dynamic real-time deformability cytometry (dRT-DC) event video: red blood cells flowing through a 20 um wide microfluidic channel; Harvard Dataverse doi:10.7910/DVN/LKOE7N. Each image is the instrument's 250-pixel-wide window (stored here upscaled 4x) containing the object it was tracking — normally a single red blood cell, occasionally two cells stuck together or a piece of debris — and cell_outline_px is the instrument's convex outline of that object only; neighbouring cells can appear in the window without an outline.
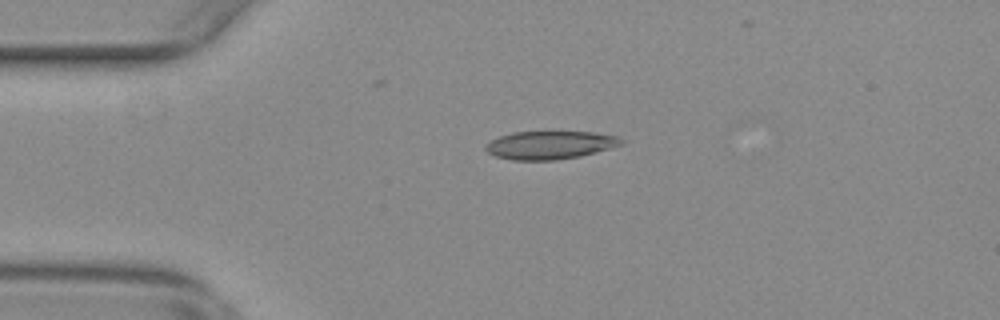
{"species": "common noctule bat (a hibernating species)", "species_latin": "Nyctalus noctula", "temperature_condition": "warm", "stored_images_in_passage": 49, "camera_frame_rate_fps": 3000, "um_per_image_px": 0.085, "animal": {"sex": "female", "body_mass_g": 29.2, "forearm_length_mm": 56.3}, "frame": {"image": 1, "passage_image": 13, "time_ms": 4.0, "image_size_px": [1000, 320], "cell_outline_px": [[624, 144], [580, 156], [556, 160], [512, 160], [496, 156], [488, 152], [484, 148], [484, 144], [500, 136], [512, 132], [592, 132], [620, 136], [624, 140]], "centroid_in_image_um": [46.76, 12.33], "position_along_channel_um": 38.2, "area_um2": 22.25}}
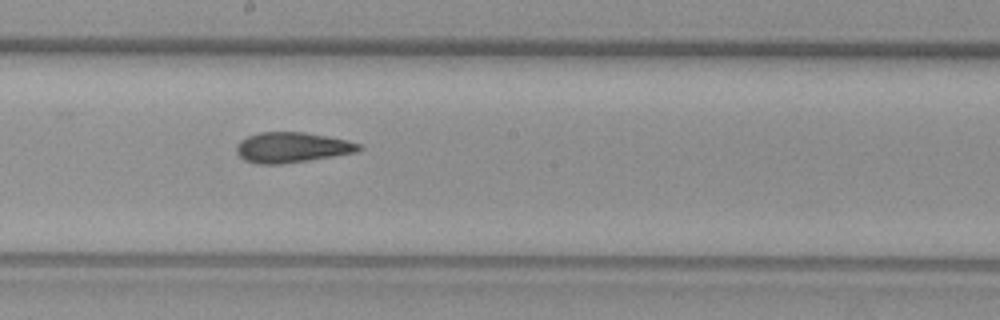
{"frame": {"image": 2, "passage_image": 30, "time_ms": 9.667, "image_size_px": [1000, 320], "cell_outline_px": [[364, 148], [356, 152], [308, 160], [280, 164], [256, 164], [244, 160], [236, 152], [236, 144], [240, 140], [248, 136], [260, 132], [304, 132], [348, 140], [360, 144]], "centroid_in_image_um": [24.79, 12.53], "position_along_channel_um": 223.4, "area_um2": 21.62}}
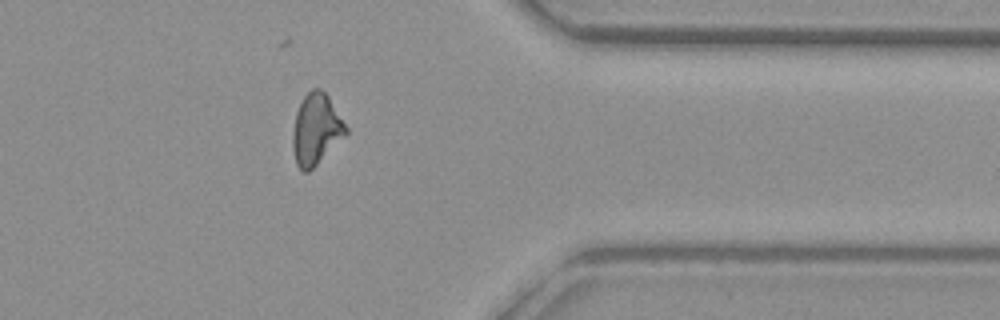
{"frame": {"image": 3, "passage_image": 44, "time_ms": 14.333, "image_size_px": [1000, 320], "cell_outline_px": [[348, 132], [308, 172], [304, 172], [296, 164], [292, 148], [292, 132], [296, 112], [304, 96], [312, 88], [320, 88], [328, 96], [348, 128]], "centroid_in_image_um": [26.84, 10.97], "position_along_channel_um": 384.6, "area_um2": 21.68}, "authors_computed_cell_mechanics": {"area_um2": 21.7328, "velocity_mm_per_s": 3.8005, "shape_relaxation_time_tau1_ms": null, "shape_relaxation_time_tau2_ms": 3.6648, "deformation_change_tau1": null, "deformation_change_tau2": 0.1246}}